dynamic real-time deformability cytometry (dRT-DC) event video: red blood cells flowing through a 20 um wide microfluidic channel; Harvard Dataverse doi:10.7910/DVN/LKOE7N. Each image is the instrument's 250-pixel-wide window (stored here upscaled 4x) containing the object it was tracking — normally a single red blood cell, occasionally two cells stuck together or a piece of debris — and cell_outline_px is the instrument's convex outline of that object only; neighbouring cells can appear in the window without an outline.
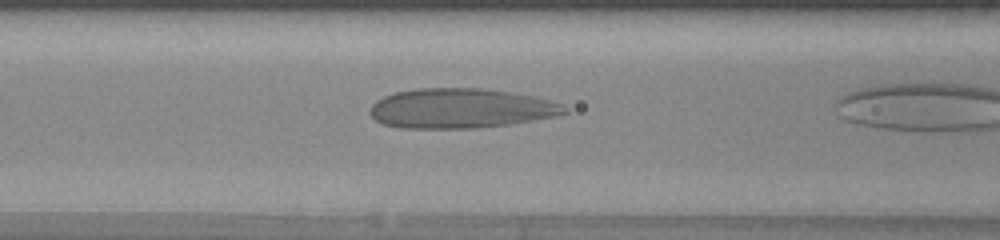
{"species": "human", "species_latin": "Homo sapiens", "temperature_condition": "warm", "stored_images_in_passage": 19, "camera_frame_rate_fps": 3000, "um_per_image_px": 0.085, "donor": {"sex": "female"}, "frame": {"image": 1, "passage_image": 11, "time_ms": 3.333, "image_size_px": [1000, 240], "cell_outline_px": [[568, 112], [552, 116], [508, 124], [476, 128], [400, 128], [384, 124], [376, 120], [372, 116], [372, 104], [376, 100], [384, 96], [396, 92], [416, 88], [484, 88], [512, 92], [532, 96], [560, 104]], "centroid_in_image_um": [39.1, 9.2], "position_along_channel_um": 127.5, "area_um2": 44.51}}
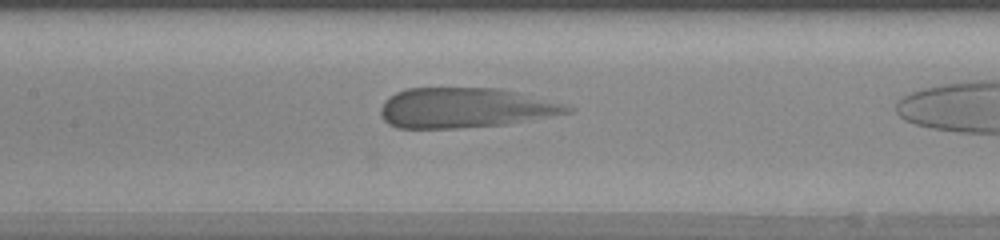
{"frame": {"image": 2, "passage_image": 14, "time_ms": 4.333, "image_size_px": [1000, 240], "cell_outline_px": [[572, 108], [568, 112], [504, 124], [456, 128], [396, 128], [388, 124], [384, 120], [380, 112], [380, 108], [396, 92], [408, 88], [500, 88]], "centroid_in_image_um": [39.37, 9.17], "position_along_channel_um": 168.0, "area_um2": 42.25}}